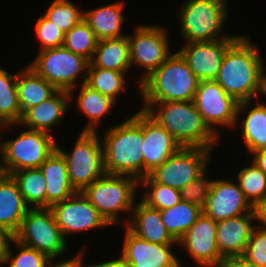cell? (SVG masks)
Masks as SVG:
<instances>
[{"label":"cell","mask_w":266,"mask_h":267,"mask_svg":"<svg viewBox=\"0 0 266 267\" xmlns=\"http://www.w3.org/2000/svg\"><path fill=\"white\" fill-rule=\"evenodd\" d=\"M265 67L248 36L241 35L226 51L216 82L238 103L265 93Z\"/></svg>","instance_id":"cell-1"},{"label":"cell","mask_w":266,"mask_h":267,"mask_svg":"<svg viewBox=\"0 0 266 267\" xmlns=\"http://www.w3.org/2000/svg\"><path fill=\"white\" fill-rule=\"evenodd\" d=\"M101 141L106 174L143 179L142 109L108 128Z\"/></svg>","instance_id":"cell-2"},{"label":"cell","mask_w":266,"mask_h":267,"mask_svg":"<svg viewBox=\"0 0 266 267\" xmlns=\"http://www.w3.org/2000/svg\"><path fill=\"white\" fill-rule=\"evenodd\" d=\"M143 103L142 110L164 127L181 147L211 150L219 140L205 124L193 101Z\"/></svg>","instance_id":"cell-3"},{"label":"cell","mask_w":266,"mask_h":267,"mask_svg":"<svg viewBox=\"0 0 266 267\" xmlns=\"http://www.w3.org/2000/svg\"><path fill=\"white\" fill-rule=\"evenodd\" d=\"M199 80L183 57L171 54L139 86L143 102L193 101Z\"/></svg>","instance_id":"cell-4"},{"label":"cell","mask_w":266,"mask_h":267,"mask_svg":"<svg viewBox=\"0 0 266 267\" xmlns=\"http://www.w3.org/2000/svg\"><path fill=\"white\" fill-rule=\"evenodd\" d=\"M138 184L139 181L130 176L105 174L81 192L104 220L114 225L120 223L118 213L132 212Z\"/></svg>","instance_id":"cell-5"},{"label":"cell","mask_w":266,"mask_h":267,"mask_svg":"<svg viewBox=\"0 0 266 267\" xmlns=\"http://www.w3.org/2000/svg\"><path fill=\"white\" fill-rule=\"evenodd\" d=\"M227 0H188L179 10V23L184 40L210 42L230 35H221L227 19ZM220 33V34H219Z\"/></svg>","instance_id":"cell-6"},{"label":"cell","mask_w":266,"mask_h":267,"mask_svg":"<svg viewBox=\"0 0 266 267\" xmlns=\"http://www.w3.org/2000/svg\"><path fill=\"white\" fill-rule=\"evenodd\" d=\"M89 63L86 58L60 46L39 51L36 59L28 66L57 90L68 91L72 98L80 73L83 74L81 81L86 83Z\"/></svg>","instance_id":"cell-7"},{"label":"cell","mask_w":266,"mask_h":267,"mask_svg":"<svg viewBox=\"0 0 266 267\" xmlns=\"http://www.w3.org/2000/svg\"><path fill=\"white\" fill-rule=\"evenodd\" d=\"M101 142L98 132L82 131L71 153L56 145L66 160L70 183L78 192L106 174Z\"/></svg>","instance_id":"cell-8"},{"label":"cell","mask_w":266,"mask_h":267,"mask_svg":"<svg viewBox=\"0 0 266 267\" xmlns=\"http://www.w3.org/2000/svg\"><path fill=\"white\" fill-rule=\"evenodd\" d=\"M52 134L28 129L15 138L0 142V155L7 174L39 168L56 150Z\"/></svg>","instance_id":"cell-9"},{"label":"cell","mask_w":266,"mask_h":267,"mask_svg":"<svg viewBox=\"0 0 266 267\" xmlns=\"http://www.w3.org/2000/svg\"><path fill=\"white\" fill-rule=\"evenodd\" d=\"M15 240L48 258L62 255L68 245L50 208H30L15 234Z\"/></svg>","instance_id":"cell-10"},{"label":"cell","mask_w":266,"mask_h":267,"mask_svg":"<svg viewBox=\"0 0 266 267\" xmlns=\"http://www.w3.org/2000/svg\"><path fill=\"white\" fill-rule=\"evenodd\" d=\"M205 124L219 137L216 125L234 127L240 113L245 114L250 101L238 103L215 81H199L193 99Z\"/></svg>","instance_id":"cell-11"},{"label":"cell","mask_w":266,"mask_h":267,"mask_svg":"<svg viewBox=\"0 0 266 267\" xmlns=\"http://www.w3.org/2000/svg\"><path fill=\"white\" fill-rule=\"evenodd\" d=\"M210 152L206 148L180 147L148 176L156 183L181 190L207 169Z\"/></svg>","instance_id":"cell-12"},{"label":"cell","mask_w":266,"mask_h":267,"mask_svg":"<svg viewBox=\"0 0 266 267\" xmlns=\"http://www.w3.org/2000/svg\"><path fill=\"white\" fill-rule=\"evenodd\" d=\"M128 37L131 67L136 64L145 69L140 84L150 76L172 53L166 30L159 26L139 25Z\"/></svg>","instance_id":"cell-13"},{"label":"cell","mask_w":266,"mask_h":267,"mask_svg":"<svg viewBox=\"0 0 266 267\" xmlns=\"http://www.w3.org/2000/svg\"><path fill=\"white\" fill-rule=\"evenodd\" d=\"M50 209L64 237L109 225L82 192L77 191L68 199L52 205Z\"/></svg>","instance_id":"cell-14"},{"label":"cell","mask_w":266,"mask_h":267,"mask_svg":"<svg viewBox=\"0 0 266 267\" xmlns=\"http://www.w3.org/2000/svg\"><path fill=\"white\" fill-rule=\"evenodd\" d=\"M240 36L230 35L222 40L186 43L178 53L199 81L216 80L227 49Z\"/></svg>","instance_id":"cell-15"},{"label":"cell","mask_w":266,"mask_h":267,"mask_svg":"<svg viewBox=\"0 0 266 267\" xmlns=\"http://www.w3.org/2000/svg\"><path fill=\"white\" fill-rule=\"evenodd\" d=\"M217 222L203 213L178 241L191 257L204 267H223L225 260L220 256L216 242Z\"/></svg>","instance_id":"cell-16"},{"label":"cell","mask_w":266,"mask_h":267,"mask_svg":"<svg viewBox=\"0 0 266 267\" xmlns=\"http://www.w3.org/2000/svg\"><path fill=\"white\" fill-rule=\"evenodd\" d=\"M253 206L246 199L238 184L227 179L212 180L202 213L214 221H221L247 214Z\"/></svg>","instance_id":"cell-17"},{"label":"cell","mask_w":266,"mask_h":267,"mask_svg":"<svg viewBox=\"0 0 266 267\" xmlns=\"http://www.w3.org/2000/svg\"><path fill=\"white\" fill-rule=\"evenodd\" d=\"M124 235V245L120 255L131 264V267H182L172 252L174 244L147 242L127 228Z\"/></svg>","instance_id":"cell-18"},{"label":"cell","mask_w":266,"mask_h":267,"mask_svg":"<svg viewBox=\"0 0 266 267\" xmlns=\"http://www.w3.org/2000/svg\"><path fill=\"white\" fill-rule=\"evenodd\" d=\"M143 178L161 166L181 146L174 138L142 110Z\"/></svg>","instance_id":"cell-19"},{"label":"cell","mask_w":266,"mask_h":267,"mask_svg":"<svg viewBox=\"0 0 266 267\" xmlns=\"http://www.w3.org/2000/svg\"><path fill=\"white\" fill-rule=\"evenodd\" d=\"M254 212L217 221L216 242L220 256L226 260L242 256L255 227Z\"/></svg>","instance_id":"cell-20"},{"label":"cell","mask_w":266,"mask_h":267,"mask_svg":"<svg viewBox=\"0 0 266 267\" xmlns=\"http://www.w3.org/2000/svg\"><path fill=\"white\" fill-rule=\"evenodd\" d=\"M68 91L57 90L50 98L40 104L27 109L21 116L22 126L31 129L46 132L48 134L52 126L58 125L68 110L70 102Z\"/></svg>","instance_id":"cell-21"},{"label":"cell","mask_w":266,"mask_h":267,"mask_svg":"<svg viewBox=\"0 0 266 267\" xmlns=\"http://www.w3.org/2000/svg\"><path fill=\"white\" fill-rule=\"evenodd\" d=\"M132 218L125 227L137 237L157 244H178L162 222L161 212L142 201L134 205Z\"/></svg>","instance_id":"cell-22"},{"label":"cell","mask_w":266,"mask_h":267,"mask_svg":"<svg viewBox=\"0 0 266 267\" xmlns=\"http://www.w3.org/2000/svg\"><path fill=\"white\" fill-rule=\"evenodd\" d=\"M46 180V208L68 199L77 191L70 183L65 158L56 149L39 167Z\"/></svg>","instance_id":"cell-23"},{"label":"cell","mask_w":266,"mask_h":267,"mask_svg":"<svg viewBox=\"0 0 266 267\" xmlns=\"http://www.w3.org/2000/svg\"><path fill=\"white\" fill-rule=\"evenodd\" d=\"M30 208L22 197L16 181L7 174L0 181V226L15 235Z\"/></svg>","instance_id":"cell-24"},{"label":"cell","mask_w":266,"mask_h":267,"mask_svg":"<svg viewBox=\"0 0 266 267\" xmlns=\"http://www.w3.org/2000/svg\"><path fill=\"white\" fill-rule=\"evenodd\" d=\"M124 3L115 2L84 12V21L94 31L98 40L127 36L121 32L125 16Z\"/></svg>","instance_id":"cell-25"},{"label":"cell","mask_w":266,"mask_h":267,"mask_svg":"<svg viewBox=\"0 0 266 267\" xmlns=\"http://www.w3.org/2000/svg\"><path fill=\"white\" fill-rule=\"evenodd\" d=\"M18 100L23 114L27 109L50 98L57 89L27 66L17 74Z\"/></svg>","instance_id":"cell-26"},{"label":"cell","mask_w":266,"mask_h":267,"mask_svg":"<svg viewBox=\"0 0 266 267\" xmlns=\"http://www.w3.org/2000/svg\"><path fill=\"white\" fill-rule=\"evenodd\" d=\"M91 63L103 69L129 72L131 62L128 37L99 40Z\"/></svg>","instance_id":"cell-27"},{"label":"cell","mask_w":266,"mask_h":267,"mask_svg":"<svg viewBox=\"0 0 266 267\" xmlns=\"http://www.w3.org/2000/svg\"><path fill=\"white\" fill-rule=\"evenodd\" d=\"M80 85V93L78 94L76 104L78 105L79 111L84 113L89 119V123L83 132H98L97 125L102 120L101 118L111 111V108L116 105V102L92 89L86 83Z\"/></svg>","instance_id":"cell-28"},{"label":"cell","mask_w":266,"mask_h":267,"mask_svg":"<svg viewBox=\"0 0 266 267\" xmlns=\"http://www.w3.org/2000/svg\"><path fill=\"white\" fill-rule=\"evenodd\" d=\"M16 181L26 204L32 208H46V180L39 168L22 169L10 173Z\"/></svg>","instance_id":"cell-29"},{"label":"cell","mask_w":266,"mask_h":267,"mask_svg":"<svg viewBox=\"0 0 266 267\" xmlns=\"http://www.w3.org/2000/svg\"><path fill=\"white\" fill-rule=\"evenodd\" d=\"M160 212L165 228L178 242L201 215L202 209L182 200L175 206Z\"/></svg>","instance_id":"cell-30"},{"label":"cell","mask_w":266,"mask_h":267,"mask_svg":"<svg viewBox=\"0 0 266 267\" xmlns=\"http://www.w3.org/2000/svg\"><path fill=\"white\" fill-rule=\"evenodd\" d=\"M16 82L17 74L10 75L0 67V124L3 130L18 125L22 116Z\"/></svg>","instance_id":"cell-31"},{"label":"cell","mask_w":266,"mask_h":267,"mask_svg":"<svg viewBox=\"0 0 266 267\" xmlns=\"http://www.w3.org/2000/svg\"><path fill=\"white\" fill-rule=\"evenodd\" d=\"M256 102V106L247 112L240 129L250 153L266 148V104Z\"/></svg>","instance_id":"cell-32"},{"label":"cell","mask_w":266,"mask_h":267,"mask_svg":"<svg viewBox=\"0 0 266 267\" xmlns=\"http://www.w3.org/2000/svg\"><path fill=\"white\" fill-rule=\"evenodd\" d=\"M127 73L95 67L90 62L86 84L117 103L116 97L121 94L122 89H125L126 79L124 76Z\"/></svg>","instance_id":"cell-33"},{"label":"cell","mask_w":266,"mask_h":267,"mask_svg":"<svg viewBox=\"0 0 266 267\" xmlns=\"http://www.w3.org/2000/svg\"><path fill=\"white\" fill-rule=\"evenodd\" d=\"M98 41L94 31L83 19L65 33L63 46L91 62Z\"/></svg>","instance_id":"cell-34"},{"label":"cell","mask_w":266,"mask_h":267,"mask_svg":"<svg viewBox=\"0 0 266 267\" xmlns=\"http://www.w3.org/2000/svg\"><path fill=\"white\" fill-rule=\"evenodd\" d=\"M139 183L148 187L141 201L151 208L164 210L182 201L179 189L156 183L149 176L144 177Z\"/></svg>","instance_id":"cell-35"},{"label":"cell","mask_w":266,"mask_h":267,"mask_svg":"<svg viewBox=\"0 0 266 267\" xmlns=\"http://www.w3.org/2000/svg\"><path fill=\"white\" fill-rule=\"evenodd\" d=\"M237 178L238 186L253 207L266 198V174L255 164L241 169Z\"/></svg>","instance_id":"cell-36"},{"label":"cell","mask_w":266,"mask_h":267,"mask_svg":"<svg viewBox=\"0 0 266 267\" xmlns=\"http://www.w3.org/2000/svg\"><path fill=\"white\" fill-rule=\"evenodd\" d=\"M44 15L66 33L83 20L84 11L69 0H53Z\"/></svg>","instance_id":"cell-37"},{"label":"cell","mask_w":266,"mask_h":267,"mask_svg":"<svg viewBox=\"0 0 266 267\" xmlns=\"http://www.w3.org/2000/svg\"><path fill=\"white\" fill-rule=\"evenodd\" d=\"M11 243H14L18 248L19 252L16 256H12V248H9V252L6 254L2 264H9L8 267H46L49 258L26 245L18 242L17 240H13Z\"/></svg>","instance_id":"cell-38"},{"label":"cell","mask_w":266,"mask_h":267,"mask_svg":"<svg viewBox=\"0 0 266 267\" xmlns=\"http://www.w3.org/2000/svg\"><path fill=\"white\" fill-rule=\"evenodd\" d=\"M35 31L40 40V51L63 46L65 33L45 15L37 19Z\"/></svg>","instance_id":"cell-39"},{"label":"cell","mask_w":266,"mask_h":267,"mask_svg":"<svg viewBox=\"0 0 266 267\" xmlns=\"http://www.w3.org/2000/svg\"><path fill=\"white\" fill-rule=\"evenodd\" d=\"M206 170L180 190L183 201L203 209L208 198L212 180L206 178Z\"/></svg>","instance_id":"cell-40"},{"label":"cell","mask_w":266,"mask_h":267,"mask_svg":"<svg viewBox=\"0 0 266 267\" xmlns=\"http://www.w3.org/2000/svg\"><path fill=\"white\" fill-rule=\"evenodd\" d=\"M256 227L252 231L242 256L260 267H266V230Z\"/></svg>","instance_id":"cell-41"},{"label":"cell","mask_w":266,"mask_h":267,"mask_svg":"<svg viewBox=\"0 0 266 267\" xmlns=\"http://www.w3.org/2000/svg\"><path fill=\"white\" fill-rule=\"evenodd\" d=\"M85 251H80L78 254H76L74 257H72L69 260H63V261H57L56 263H52L54 258H49L47 266L46 267H92V265L84 266L83 264V253Z\"/></svg>","instance_id":"cell-42"},{"label":"cell","mask_w":266,"mask_h":267,"mask_svg":"<svg viewBox=\"0 0 266 267\" xmlns=\"http://www.w3.org/2000/svg\"><path fill=\"white\" fill-rule=\"evenodd\" d=\"M15 239V235L8 229L0 226V266L6 254L9 252L10 242Z\"/></svg>","instance_id":"cell-43"},{"label":"cell","mask_w":266,"mask_h":267,"mask_svg":"<svg viewBox=\"0 0 266 267\" xmlns=\"http://www.w3.org/2000/svg\"><path fill=\"white\" fill-rule=\"evenodd\" d=\"M255 220L262 223L259 228L266 230V198L253 207Z\"/></svg>","instance_id":"cell-44"},{"label":"cell","mask_w":266,"mask_h":267,"mask_svg":"<svg viewBox=\"0 0 266 267\" xmlns=\"http://www.w3.org/2000/svg\"><path fill=\"white\" fill-rule=\"evenodd\" d=\"M223 267H260L256 263L248 261L243 256H235L226 259Z\"/></svg>","instance_id":"cell-45"},{"label":"cell","mask_w":266,"mask_h":267,"mask_svg":"<svg viewBox=\"0 0 266 267\" xmlns=\"http://www.w3.org/2000/svg\"><path fill=\"white\" fill-rule=\"evenodd\" d=\"M252 155V163L255 164L266 174V148H262L255 152H252Z\"/></svg>","instance_id":"cell-46"},{"label":"cell","mask_w":266,"mask_h":267,"mask_svg":"<svg viewBox=\"0 0 266 267\" xmlns=\"http://www.w3.org/2000/svg\"><path fill=\"white\" fill-rule=\"evenodd\" d=\"M92 267H131V264L121 255L114 260L92 264Z\"/></svg>","instance_id":"cell-47"},{"label":"cell","mask_w":266,"mask_h":267,"mask_svg":"<svg viewBox=\"0 0 266 267\" xmlns=\"http://www.w3.org/2000/svg\"><path fill=\"white\" fill-rule=\"evenodd\" d=\"M1 163V162H0ZM7 175L3 163L0 164V181Z\"/></svg>","instance_id":"cell-48"},{"label":"cell","mask_w":266,"mask_h":267,"mask_svg":"<svg viewBox=\"0 0 266 267\" xmlns=\"http://www.w3.org/2000/svg\"><path fill=\"white\" fill-rule=\"evenodd\" d=\"M266 94V74H265V93Z\"/></svg>","instance_id":"cell-49"},{"label":"cell","mask_w":266,"mask_h":267,"mask_svg":"<svg viewBox=\"0 0 266 267\" xmlns=\"http://www.w3.org/2000/svg\"><path fill=\"white\" fill-rule=\"evenodd\" d=\"M0 128L2 130V125L1 124H0ZM1 130H0V132H1ZM0 136H1V133H0ZM0 142H1V137H0Z\"/></svg>","instance_id":"cell-50"}]
</instances>
